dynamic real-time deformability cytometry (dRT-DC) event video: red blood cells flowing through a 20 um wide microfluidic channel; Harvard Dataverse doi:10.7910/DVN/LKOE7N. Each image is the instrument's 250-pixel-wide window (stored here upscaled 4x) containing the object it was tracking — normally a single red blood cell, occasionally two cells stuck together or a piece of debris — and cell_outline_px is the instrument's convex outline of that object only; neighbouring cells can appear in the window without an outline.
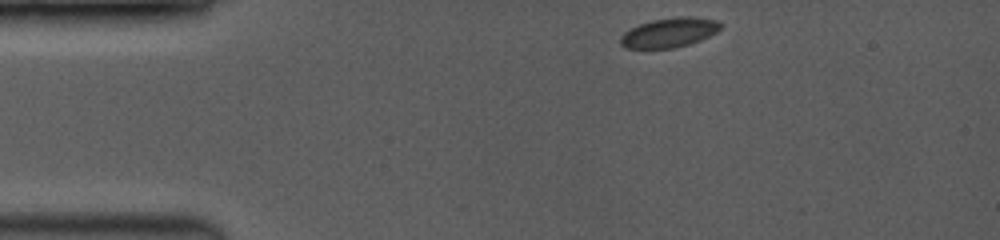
{"species": "common noctule bat (a hibernating species)", "species_latin": "Nyctalus noctula", "temperature_condition": "room temperature", "stored_images_in_passage": 22, "camera_frame_rate_fps": 3500, "um_per_image_px": 0.085, "animal": {"sex": "female", "body_mass_g": 19.0, "forearm_length_mm": 53.3}, "frame": {"image": 1, "passage_image": 1, "time_ms": 0.0, "image_size_px": [1000, 240], "cell_outline_px": [[720, 28], [716, 32], [700, 40], [688, 44], [672, 48], [624, 48], [620, 44], [620, 36], [624, 32], [640, 24], [656, 20], [716, 20], [720, 24]], "centroid_in_image_um": [56.77, 2.85], "position_along_channel_um": 28.2, "area_um2": 15.9}}
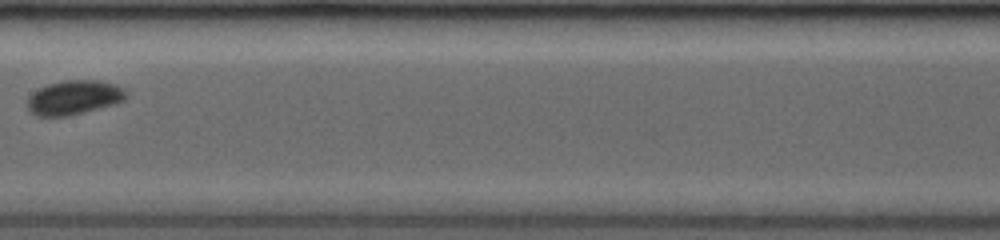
{"frame": {"image": 2, "passage_image": 10, "time_ms": 5.714, "image_size_px": [1000, 240], "cell_outline_px": [[128, 92], [124, 100], [116, 104], [68, 116], [36, 116], [28, 112], [28, 96], [32, 92], [48, 84], [64, 80], [96, 80], [112, 84], [124, 88]], "centroid_in_image_um": [6.28, 8.29], "position_along_channel_um": 201.1, "area_um2": 19.83}}
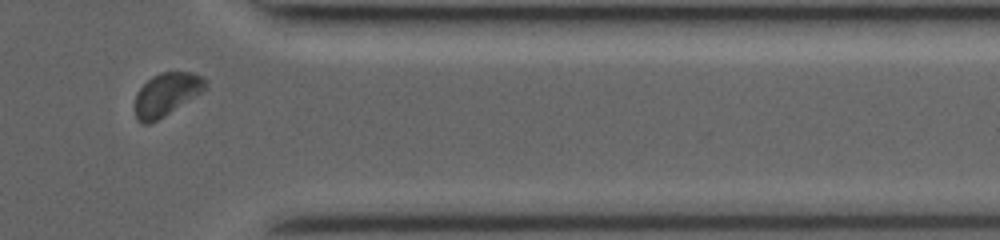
{"frame": {"image": 3, "passage_image": 19, "time_ms": 10.571, "image_size_px": [1000, 240], "cell_outline_px": [[208, 88], [164, 116], [148, 124], [140, 124], [136, 120], [136, 92], [152, 76], [160, 72], [192, 72], [204, 76], [208, 80]], "centroid_in_image_um": [14.19, 8.0], "position_along_channel_um": 397.2, "area_um2": 17.69}, "authors_computed_cell_mechanics": {"area_um2": 18.1203, "velocity_mm_per_s": 4.0686, "shape_relaxation_time_tau1_ms": 1.3956, "shape_relaxation_time_tau2_ms": null, "deformation_change_tau1": 0.0361, "deformation_change_tau2": null}}